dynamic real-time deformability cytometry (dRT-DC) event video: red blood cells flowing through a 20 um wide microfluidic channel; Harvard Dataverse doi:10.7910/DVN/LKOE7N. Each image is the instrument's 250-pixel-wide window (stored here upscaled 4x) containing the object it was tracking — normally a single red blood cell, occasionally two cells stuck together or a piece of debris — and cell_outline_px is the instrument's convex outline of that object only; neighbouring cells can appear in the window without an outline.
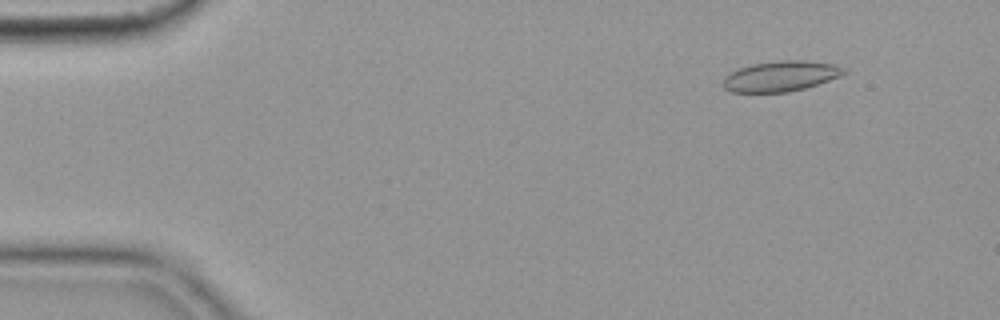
{"species": "common noctule bat (a hibernating species)", "species_latin": "Nyctalus noctula", "temperature_condition": "cold", "stored_images_in_passage": 56, "camera_frame_rate_fps": 3000, "um_per_image_px": 0.085, "animal": {"sex": "female", "body_mass_g": 19.9}, "frame": {"image": 1, "passage_image": 6, "time_ms": 1.667, "image_size_px": [1000, 320], "cell_outline_px": [[848, 72], [840, 76], [804, 88], [788, 92], [732, 92], [724, 88], [724, 76], [740, 68], [752, 64], [780, 60], [804, 60], [832, 64], [848, 68]], "centroid_in_image_um": [66.39, 6.47], "position_along_channel_um": 18.6, "area_um2": 21.27}}
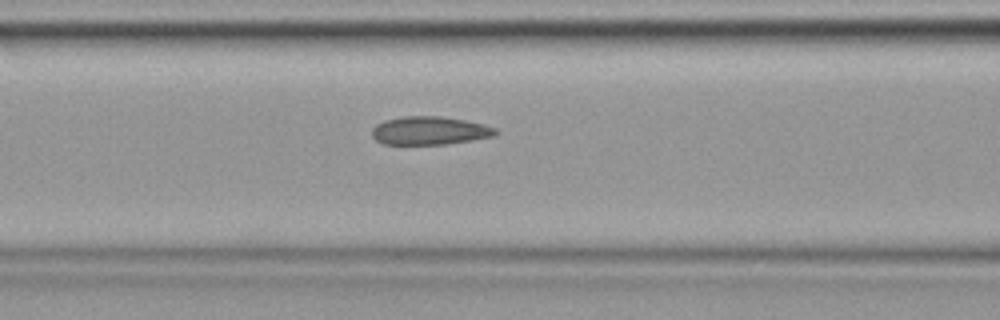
{"frame": {"image": 2, "passage_image": 23, "time_ms": 7.333, "image_size_px": [1000, 320], "cell_outline_px": [[500, 132], [496, 136], [472, 140], [444, 144], [384, 144], [376, 140], [372, 136], [372, 128], [376, 124], [384, 120], [404, 116], [440, 116], [464, 120], [484, 124], [496, 128]], "centroid_in_image_um": [36.54, 11.1], "position_along_channel_um": 130.1, "area_um2": 20.46}}
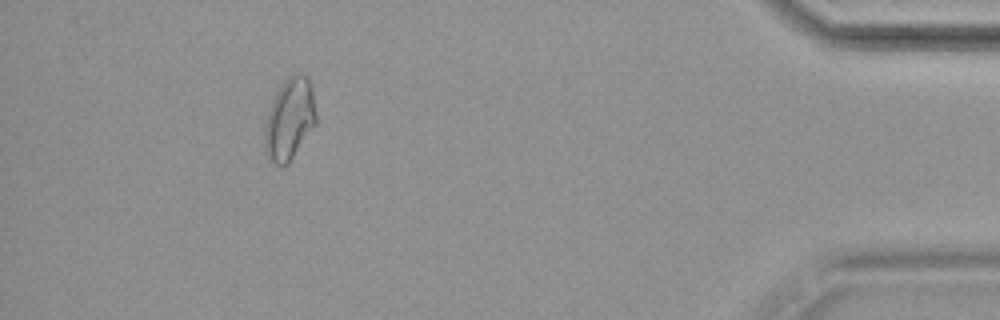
{"frame": {"image": 3, "passage_image": 51, "time_ms": 16.667, "image_size_px": [1000, 320], "cell_outline_px": [[316, 124], [288, 164], [276, 164], [268, 156], [264, 148], [264, 136], [268, 112], [272, 100], [276, 92], [284, 80], [292, 72], [300, 72], [312, 84], [316, 116]], "centroid_in_image_um": [24.63, 10.08], "position_along_channel_um": 410.6, "area_um2": 24.39}, "authors_computed_cell_mechanics": {"area_um2": 21.2415, "velocity_mm_per_s": 3.5998, "shape_relaxation_time_tau1_ms": null, "shape_relaxation_time_tau2_ms": 2.435, "deformation_change_tau1": null, "deformation_change_tau2": 0.0743}}